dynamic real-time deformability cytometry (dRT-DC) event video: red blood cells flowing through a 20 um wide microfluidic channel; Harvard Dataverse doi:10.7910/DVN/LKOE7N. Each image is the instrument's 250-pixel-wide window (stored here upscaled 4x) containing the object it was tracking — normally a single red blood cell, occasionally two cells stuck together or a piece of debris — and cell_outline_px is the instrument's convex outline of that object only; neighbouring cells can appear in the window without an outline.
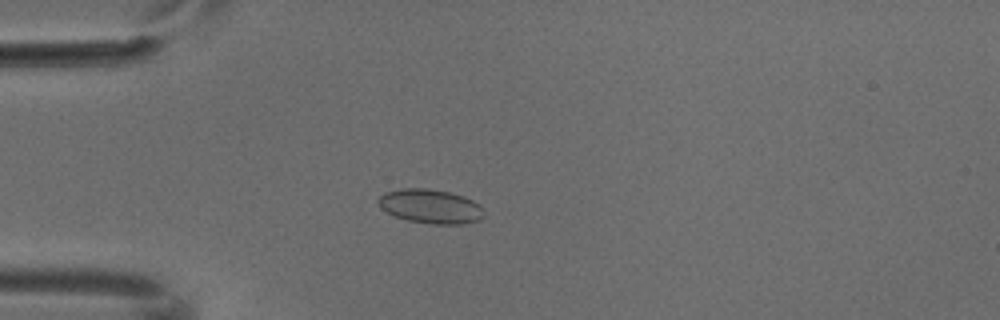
{"species": "common noctule bat (a hibernating species)", "species_latin": "Nyctalus noctula", "temperature_condition": "cold", "stored_images_in_passage": 4, "camera_frame_rate_fps": 3000, "um_per_image_px": 0.085, "animal": {"sex": "male", "body_mass_g": 18.8}, "frame": {"image": 1, "passage_image": 4, "time_ms": 1.0, "image_size_px": [1000, 320], "cell_outline_px": [[484, 216], [480, 220], [464, 224], [432, 224], [408, 220], [396, 216], [380, 208], [376, 200], [384, 192], [400, 188], [428, 188], [448, 192], [464, 196], [480, 204], [484, 212]], "centroid_in_image_um": [36.6, 17.53], "position_along_channel_um": 48.4, "area_um2": 21.21}}